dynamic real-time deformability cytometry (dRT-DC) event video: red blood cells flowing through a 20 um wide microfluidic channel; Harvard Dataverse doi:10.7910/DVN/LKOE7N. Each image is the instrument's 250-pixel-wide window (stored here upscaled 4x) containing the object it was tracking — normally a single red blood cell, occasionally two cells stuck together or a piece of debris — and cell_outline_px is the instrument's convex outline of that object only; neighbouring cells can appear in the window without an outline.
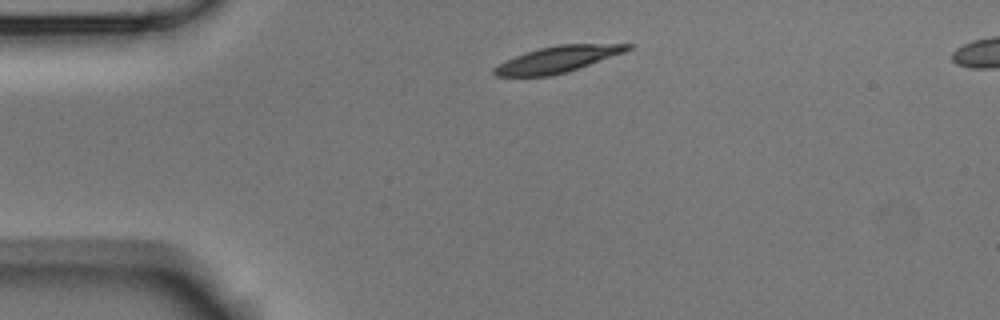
{"species": "Egyptian fruit bat (a non-hibernating species)", "species_latin": "Rousettus aegyptiacus", "temperature_condition": "room temperature", "stored_images_in_passage": 3, "segment_of_instrument_passage": [1, 2], "camera_frame_rate_fps": 3000, "um_per_image_px": 0.085, "animal": {"sex": "male"}, "frame": {"image": 1, "passage_image": 1, "time_ms": 0.0, "image_size_px": [1000, 320], "cell_outline_px": [[632, 48], [624, 52], [568, 72], [548, 76], [496, 76], [492, 72], [492, 68], [524, 52], [540, 48], [560, 44], [632, 44]], "centroid_in_image_um": [47.39, 5.04], "position_along_channel_um": 37.6, "area_um2": 20.17}}